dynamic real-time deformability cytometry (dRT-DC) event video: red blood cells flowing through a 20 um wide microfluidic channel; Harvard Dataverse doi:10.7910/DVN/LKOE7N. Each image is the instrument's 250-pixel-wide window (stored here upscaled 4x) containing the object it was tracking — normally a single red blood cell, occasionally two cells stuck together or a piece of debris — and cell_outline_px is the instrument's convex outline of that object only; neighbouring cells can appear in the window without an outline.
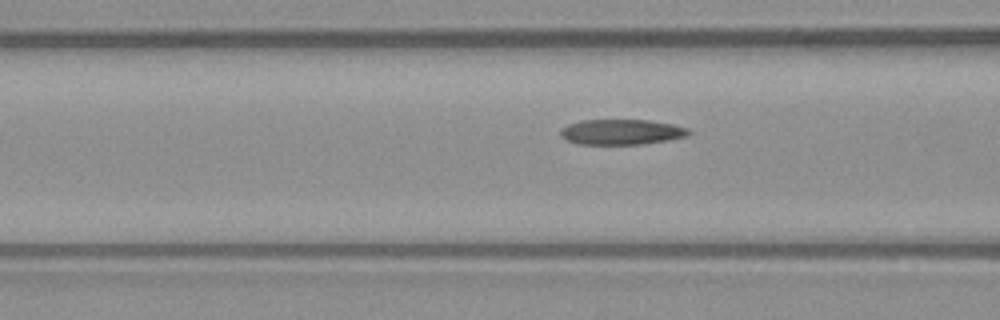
{"species": "common noctule bat (a hibernating species)", "species_latin": "Nyctalus noctula", "temperature_condition": "warm", "stored_images_in_passage": 14, "camera_frame_rate_fps": 3000, "um_per_image_px": 0.085, "animal": {"sex": "male", "body_mass_g": 23.1, "forearm_length_mm": 52.7}, "frame": {"image": 1, "passage_image": 12, "time_ms": 3.667, "image_size_px": [1000, 320], "cell_outline_px": [[692, 132], [688, 136], [668, 140], [644, 144], [580, 144], [568, 140], [560, 136], [560, 128], [568, 124], [580, 120], [648, 120], [672, 124], [688, 128]], "centroid_in_image_um": [52.83, 11.21], "position_along_channel_um": 113.8, "area_um2": 19.02}}